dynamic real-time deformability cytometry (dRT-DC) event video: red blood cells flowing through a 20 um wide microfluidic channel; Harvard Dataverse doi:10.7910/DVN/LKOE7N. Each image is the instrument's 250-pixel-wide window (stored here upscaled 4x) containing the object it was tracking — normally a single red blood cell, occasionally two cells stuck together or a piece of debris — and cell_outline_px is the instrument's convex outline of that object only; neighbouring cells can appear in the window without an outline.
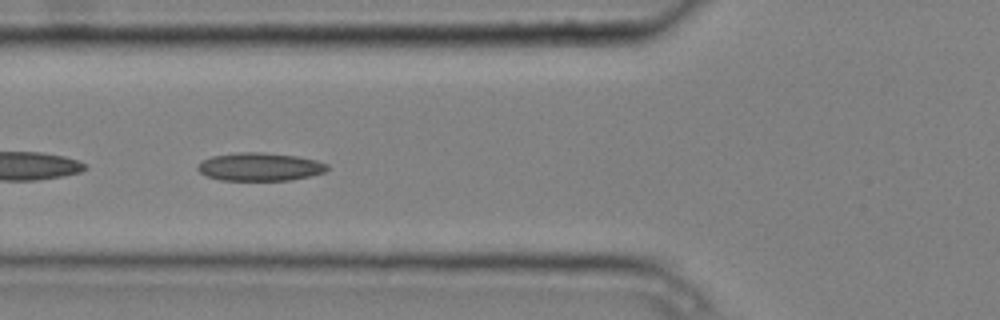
{"species": "common noctule bat (a hibernating species)", "species_latin": "Nyctalus noctula", "temperature_condition": "cold", "stored_images_in_passage": 6, "camera_frame_rate_fps": 3000, "um_per_image_px": 0.085, "animal": {"sex": "male", "body_mass_g": 20.4}, "frame": {"image": 1, "passage_image": 5, "time_ms": 1.333, "image_size_px": [1000, 320], "cell_outline_px": [[328, 168], [324, 172], [292, 180], [220, 180], [208, 176], [200, 172], [196, 168], [200, 160], [212, 156], [236, 152], [264, 152], [296, 156], [316, 160], [328, 164]], "centroid_in_image_um": [22.05, 14.17], "position_along_channel_um": 103.7, "area_um2": 21.27}}